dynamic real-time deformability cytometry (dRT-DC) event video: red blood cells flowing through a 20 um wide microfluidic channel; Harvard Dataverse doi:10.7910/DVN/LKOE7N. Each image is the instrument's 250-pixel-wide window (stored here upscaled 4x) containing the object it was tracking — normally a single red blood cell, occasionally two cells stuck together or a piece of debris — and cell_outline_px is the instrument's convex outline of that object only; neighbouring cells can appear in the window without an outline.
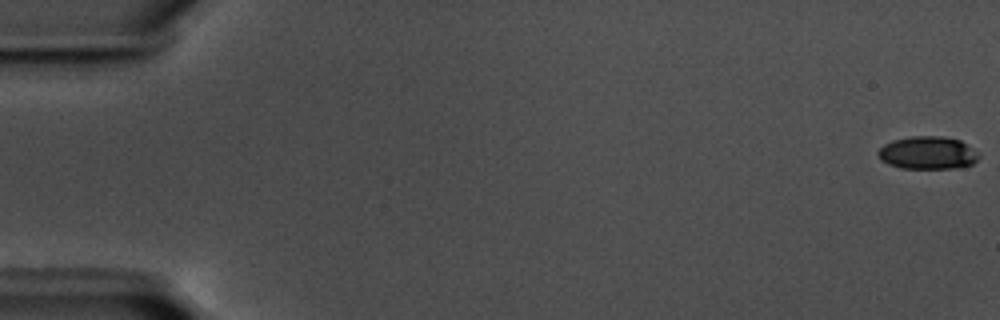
{"species": "common noctule bat (a hibernating species)", "species_latin": "Nyctalus noctula", "temperature_condition": "warm", "stored_images_in_passage": 13, "camera_frame_rate_fps": 3000, "um_per_image_px": 0.085, "animal": {"sex": "male", "body_mass_g": 17.5, "forearm_length_mm": 52.3}, "frame": {"image": 1, "passage_image": 1, "time_ms": 0.0, "image_size_px": [1000, 320], "cell_outline_px": [[980, 156], [972, 164], [956, 168], [900, 168], [888, 164], [880, 160], [876, 152], [884, 144], [892, 140], [912, 136], [944, 136], [960, 140], [980, 152]], "centroid_in_image_um": [78.85, 12.98], "position_along_channel_um": 6.1, "area_um2": 19.48}}